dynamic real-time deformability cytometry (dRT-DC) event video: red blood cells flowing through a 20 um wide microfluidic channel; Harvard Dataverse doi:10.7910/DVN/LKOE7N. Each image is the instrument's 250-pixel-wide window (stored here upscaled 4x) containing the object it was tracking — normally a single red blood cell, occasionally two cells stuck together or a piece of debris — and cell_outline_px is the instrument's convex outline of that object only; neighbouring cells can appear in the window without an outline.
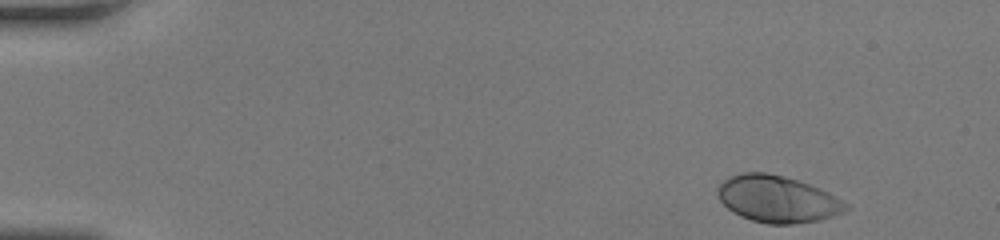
{"species": "human", "species_latin": "Homo sapiens", "temperature_condition": "room temperature", "stored_images_in_passage": 46, "camera_frame_rate_fps": 3000, "um_per_image_px": 0.085, "donor": {"sex": "female"}, "frame": {"image": 1, "passage_image": 1, "time_ms": 0.0, "image_size_px": [1000, 240], "cell_outline_px": [[852, 208], [844, 212], [820, 220], [792, 224], [768, 224], [752, 220], [740, 216], [732, 212], [716, 196], [716, 188], [724, 180], [740, 172], [764, 172], [796, 180], [808, 184], [828, 192], [848, 204]], "centroid_in_image_um": [66.07, 16.93], "position_along_channel_um": 18.9, "area_um2": 34.85}}
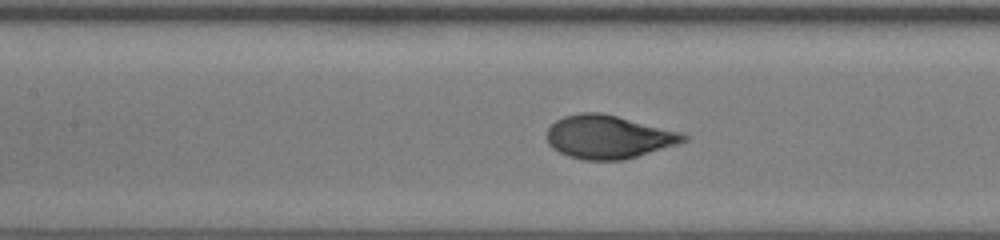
{"frame": {"image": 2, "passage_image": 20, "time_ms": 6.333, "image_size_px": [1000, 240], "cell_outline_px": [[688, 140], [676, 144], [624, 160], [584, 160], [568, 156], [552, 148], [548, 144], [548, 128], [556, 120], [564, 116], [580, 112], [600, 112], [680, 132], [688, 136]], "centroid_in_image_um": [51.68, 11.64], "position_along_channel_um": 155.7, "area_um2": 34.1}}
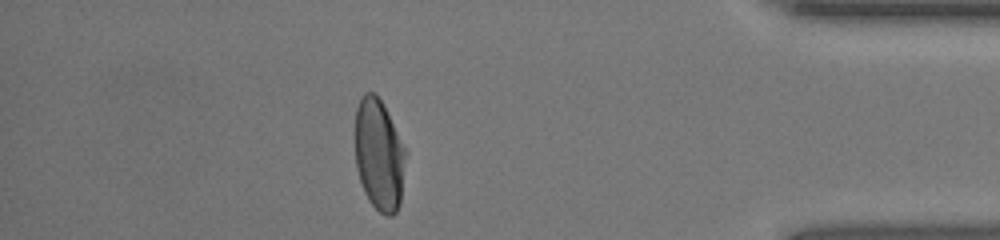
{"frame": {"image": 3, "passage_image": 40, "time_ms": 13.0, "image_size_px": [1000, 240], "cell_outline_px": [[408, 152], [400, 204], [396, 212], [392, 216], [384, 216], [368, 200], [364, 192], [356, 168], [356, 108], [364, 92], [372, 92], [380, 100]], "centroid_in_image_um": [32.25, 13.22], "position_along_channel_um": 403.0, "area_um2": 32.95}, "authors_computed_cell_mechanics": {"area_um2": 34.1309, "velocity_mm_per_s": 4.2396, "shape_relaxation_time_tau1_ms": 2.532, "shape_relaxation_time_tau2_ms": null, "deformation_change_tau1": 0.1839, "deformation_change_tau2": null}}